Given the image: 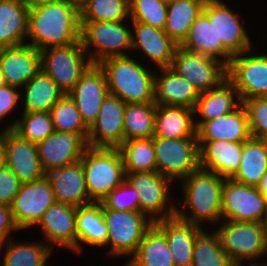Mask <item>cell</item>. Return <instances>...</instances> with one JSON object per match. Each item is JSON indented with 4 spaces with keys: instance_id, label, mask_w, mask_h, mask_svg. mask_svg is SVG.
Wrapping results in <instances>:
<instances>
[{
    "instance_id": "52",
    "label": "cell",
    "mask_w": 267,
    "mask_h": 266,
    "mask_svg": "<svg viewBox=\"0 0 267 266\" xmlns=\"http://www.w3.org/2000/svg\"><path fill=\"white\" fill-rule=\"evenodd\" d=\"M68 4L76 6L79 10L89 1V0H62Z\"/></svg>"
},
{
    "instance_id": "20",
    "label": "cell",
    "mask_w": 267,
    "mask_h": 266,
    "mask_svg": "<svg viewBox=\"0 0 267 266\" xmlns=\"http://www.w3.org/2000/svg\"><path fill=\"white\" fill-rule=\"evenodd\" d=\"M87 142L79 135L55 131L37 144L38 156L45 173L81 160Z\"/></svg>"
},
{
    "instance_id": "46",
    "label": "cell",
    "mask_w": 267,
    "mask_h": 266,
    "mask_svg": "<svg viewBox=\"0 0 267 266\" xmlns=\"http://www.w3.org/2000/svg\"><path fill=\"white\" fill-rule=\"evenodd\" d=\"M101 203L114 210L140 211L139 193L126 180L112 190Z\"/></svg>"
},
{
    "instance_id": "50",
    "label": "cell",
    "mask_w": 267,
    "mask_h": 266,
    "mask_svg": "<svg viewBox=\"0 0 267 266\" xmlns=\"http://www.w3.org/2000/svg\"><path fill=\"white\" fill-rule=\"evenodd\" d=\"M256 188L258 189V191L260 192V194L267 201V171L264 174V176L262 177L261 181L259 182V184L257 185Z\"/></svg>"
},
{
    "instance_id": "17",
    "label": "cell",
    "mask_w": 267,
    "mask_h": 266,
    "mask_svg": "<svg viewBox=\"0 0 267 266\" xmlns=\"http://www.w3.org/2000/svg\"><path fill=\"white\" fill-rule=\"evenodd\" d=\"M7 167L21 183L38 181L46 176L38 156L37 145L20 137L12 129H1Z\"/></svg>"
},
{
    "instance_id": "45",
    "label": "cell",
    "mask_w": 267,
    "mask_h": 266,
    "mask_svg": "<svg viewBox=\"0 0 267 266\" xmlns=\"http://www.w3.org/2000/svg\"><path fill=\"white\" fill-rule=\"evenodd\" d=\"M248 115L249 131L252 138H267V99L255 97L242 101Z\"/></svg>"
},
{
    "instance_id": "41",
    "label": "cell",
    "mask_w": 267,
    "mask_h": 266,
    "mask_svg": "<svg viewBox=\"0 0 267 266\" xmlns=\"http://www.w3.org/2000/svg\"><path fill=\"white\" fill-rule=\"evenodd\" d=\"M191 266H235L215 231L204 229L194 242Z\"/></svg>"
},
{
    "instance_id": "32",
    "label": "cell",
    "mask_w": 267,
    "mask_h": 266,
    "mask_svg": "<svg viewBox=\"0 0 267 266\" xmlns=\"http://www.w3.org/2000/svg\"><path fill=\"white\" fill-rule=\"evenodd\" d=\"M77 253L84 245L93 248L107 244L108 231L102 215V203H91L76 208Z\"/></svg>"
},
{
    "instance_id": "3",
    "label": "cell",
    "mask_w": 267,
    "mask_h": 266,
    "mask_svg": "<svg viewBox=\"0 0 267 266\" xmlns=\"http://www.w3.org/2000/svg\"><path fill=\"white\" fill-rule=\"evenodd\" d=\"M98 65L105 73L109 94L126 104L154 102L156 68L149 70L131 55L110 57Z\"/></svg>"
},
{
    "instance_id": "18",
    "label": "cell",
    "mask_w": 267,
    "mask_h": 266,
    "mask_svg": "<svg viewBox=\"0 0 267 266\" xmlns=\"http://www.w3.org/2000/svg\"><path fill=\"white\" fill-rule=\"evenodd\" d=\"M108 94L106 76L98 64H92L68 93L88 128L97 119L101 105Z\"/></svg>"
},
{
    "instance_id": "24",
    "label": "cell",
    "mask_w": 267,
    "mask_h": 266,
    "mask_svg": "<svg viewBox=\"0 0 267 266\" xmlns=\"http://www.w3.org/2000/svg\"><path fill=\"white\" fill-rule=\"evenodd\" d=\"M156 70L154 102L157 105L185 107L194 110L200 97L197 89L170 67L156 68Z\"/></svg>"
},
{
    "instance_id": "35",
    "label": "cell",
    "mask_w": 267,
    "mask_h": 266,
    "mask_svg": "<svg viewBox=\"0 0 267 266\" xmlns=\"http://www.w3.org/2000/svg\"><path fill=\"white\" fill-rule=\"evenodd\" d=\"M207 0H174L167 4V22L164 32L180 45L190 27L202 13Z\"/></svg>"
},
{
    "instance_id": "16",
    "label": "cell",
    "mask_w": 267,
    "mask_h": 266,
    "mask_svg": "<svg viewBox=\"0 0 267 266\" xmlns=\"http://www.w3.org/2000/svg\"><path fill=\"white\" fill-rule=\"evenodd\" d=\"M126 103L108 94L97 119L91 125L87 146L91 148H118L124 142V113Z\"/></svg>"
},
{
    "instance_id": "8",
    "label": "cell",
    "mask_w": 267,
    "mask_h": 266,
    "mask_svg": "<svg viewBox=\"0 0 267 266\" xmlns=\"http://www.w3.org/2000/svg\"><path fill=\"white\" fill-rule=\"evenodd\" d=\"M152 143L156 154L157 172L173 183H178L200 168L197 138L173 139L153 136Z\"/></svg>"
},
{
    "instance_id": "49",
    "label": "cell",
    "mask_w": 267,
    "mask_h": 266,
    "mask_svg": "<svg viewBox=\"0 0 267 266\" xmlns=\"http://www.w3.org/2000/svg\"><path fill=\"white\" fill-rule=\"evenodd\" d=\"M18 232L19 228L14 223L10 207L0 205V244L10 239V232Z\"/></svg>"
},
{
    "instance_id": "38",
    "label": "cell",
    "mask_w": 267,
    "mask_h": 266,
    "mask_svg": "<svg viewBox=\"0 0 267 266\" xmlns=\"http://www.w3.org/2000/svg\"><path fill=\"white\" fill-rule=\"evenodd\" d=\"M155 114V102L126 104L124 141L152 138L154 136Z\"/></svg>"
},
{
    "instance_id": "13",
    "label": "cell",
    "mask_w": 267,
    "mask_h": 266,
    "mask_svg": "<svg viewBox=\"0 0 267 266\" xmlns=\"http://www.w3.org/2000/svg\"><path fill=\"white\" fill-rule=\"evenodd\" d=\"M267 201L253 186L225 179L222 191V220L262 222Z\"/></svg>"
},
{
    "instance_id": "9",
    "label": "cell",
    "mask_w": 267,
    "mask_h": 266,
    "mask_svg": "<svg viewBox=\"0 0 267 266\" xmlns=\"http://www.w3.org/2000/svg\"><path fill=\"white\" fill-rule=\"evenodd\" d=\"M41 69L68 94L92 65L81 42L40 51Z\"/></svg>"
},
{
    "instance_id": "14",
    "label": "cell",
    "mask_w": 267,
    "mask_h": 266,
    "mask_svg": "<svg viewBox=\"0 0 267 266\" xmlns=\"http://www.w3.org/2000/svg\"><path fill=\"white\" fill-rule=\"evenodd\" d=\"M203 12L208 16L210 24H213L218 43L233 55H239L252 49L251 38L245 27L244 18L240 20V15L224 0H207ZM243 21V22H242Z\"/></svg>"
},
{
    "instance_id": "22",
    "label": "cell",
    "mask_w": 267,
    "mask_h": 266,
    "mask_svg": "<svg viewBox=\"0 0 267 266\" xmlns=\"http://www.w3.org/2000/svg\"><path fill=\"white\" fill-rule=\"evenodd\" d=\"M0 70L7 85L21 89L40 72V51L28 44L0 48Z\"/></svg>"
},
{
    "instance_id": "47",
    "label": "cell",
    "mask_w": 267,
    "mask_h": 266,
    "mask_svg": "<svg viewBox=\"0 0 267 266\" xmlns=\"http://www.w3.org/2000/svg\"><path fill=\"white\" fill-rule=\"evenodd\" d=\"M21 184L19 178L8 167L2 169L0 171V205L10 207Z\"/></svg>"
},
{
    "instance_id": "6",
    "label": "cell",
    "mask_w": 267,
    "mask_h": 266,
    "mask_svg": "<svg viewBox=\"0 0 267 266\" xmlns=\"http://www.w3.org/2000/svg\"><path fill=\"white\" fill-rule=\"evenodd\" d=\"M80 21L81 43L92 64L110 57L129 56L132 51L131 20ZM128 50V51H127Z\"/></svg>"
},
{
    "instance_id": "21",
    "label": "cell",
    "mask_w": 267,
    "mask_h": 266,
    "mask_svg": "<svg viewBox=\"0 0 267 266\" xmlns=\"http://www.w3.org/2000/svg\"><path fill=\"white\" fill-rule=\"evenodd\" d=\"M132 51H140L155 68L170 67L177 45L164 30L131 22Z\"/></svg>"
},
{
    "instance_id": "2",
    "label": "cell",
    "mask_w": 267,
    "mask_h": 266,
    "mask_svg": "<svg viewBox=\"0 0 267 266\" xmlns=\"http://www.w3.org/2000/svg\"><path fill=\"white\" fill-rule=\"evenodd\" d=\"M224 180L217 173L199 168L179 181L180 191L184 195L183 205H176L175 216L200 227L207 222L218 225L222 221Z\"/></svg>"
},
{
    "instance_id": "51",
    "label": "cell",
    "mask_w": 267,
    "mask_h": 266,
    "mask_svg": "<svg viewBox=\"0 0 267 266\" xmlns=\"http://www.w3.org/2000/svg\"><path fill=\"white\" fill-rule=\"evenodd\" d=\"M7 167L6 165V152H5V146L3 144V140L0 137V171Z\"/></svg>"
},
{
    "instance_id": "27",
    "label": "cell",
    "mask_w": 267,
    "mask_h": 266,
    "mask_svg": "<svg viewBox=\"0 0 267 266\" xmlns=\"http://www.w3.org/2000/svg\"><path fill=\"white\" fill-rule=\"evenodd\" d=\"M154 224L167 238L174 265L191 266L194 242L204 228L176 216L156 221Z\"/></svg>"
},
{
    "instance_id": "26",
    "label": "cell",
    "mask_w": 267,
    "mask_h": 266,
    "mask_svg": "<svg viewBox=\"0 0 267 266\" xmlns=\"http://www.w3.org/2000/svg\"><path fill=\"white\" fill-rule=\"evenodd\" d=\"M198 141H231L244 143L251 138L248 115L241 104L236 110L220 118L203 122L197 129Z\"/></svg>"
},
{
    "instance_id": "37",
    "label": "cell",
    "mask_w": 267,
    "mask_h": 266,
    "mask_svg": "<svg viewBox=\"0 0 267 266\" xmlns=\"http://www.w3.org/2000/svg\"><path fill=\"white\" fill-rule=\"evenodd\" d=\"M237 173L232 178L241 184L257 187L267 171V158L259 139L250 138L242 143V154Z\"/></svg>"
},
{
    "instance_id": "31",
    "label": "cell",
    "mask_w": 267,
    "mask_h": 266,
    "mask_svg": "<svg viewBox=\"0 0 267 266\" xmlns=\"http://www.w3.org/2000/svg\"><path fill=\"white\" fill-rule=\"evenodd\" d=\"M154 136L163 138H197L194 110L156 104Z\"/></svg>"
},
{
    "instance_id": "58",
    "label": "cell",
    "mask_w": 267,
    "mask_h": 266,
    "mask_svg": "<svg viewBox=\"0 0 267 266\" xmlns=\"http://www.w3.org/2000/svg\"><path fill=\"white\" fill-rule=\"evenodd\" d=\"M245 266V265H244ZM247 266V265H246ZM253 266H267V264H265V265H253Z\"/></svg>"
},
{
    "instance_id": "23",
    "label": "cell",
    "mask_w": 267,
    "mask_h": 266,
    "mask_svg": "<svg viewBox=\"0 0 267 266\" xmlns=\"http://www.w3.org/2000/svg\"><path fill=\"white\" fill-rule=\"evenodd\" d=\"M55 200L74 207L93 203L89 199L82 161L52 170L46 174Z\"/></svg>"
},
{
    "instance_id": "4",
    "label": "cell",
    "mask_w": 267,
    "mask_h": 266,
    "mask_svg": "<svg viewBox=\"0 0 267 266\" xmlns=\"http://www.w3.org/2000/svg\"><path fill=\"white\" fill-rule=\"evenodd\" d=\"M215 232L220 238L222 248L235 266L267 264L265 260H261L263 256L267 257V238L262 222L222 220Z\"/></svg>"
},
{
    "instance_id": "11",
    "label": "cell",
    "mask_w": 267,
    "mask_h": 266,
    "mask_svg": "<svg viewBox=\"0 0 267 266\" xmlns=\"http://www.w3.org/2000/svg\"><path fill=\"white\" fill-rule=\"evenodd\" d=\"M227 79L237 90L241 101L267 95V53L254 49L233 56L227 67Z\"/></svg>"
},
{
    "instance_id": "36",
    "label": "cell",
    "mask_w": 267,
    "mask_h": 266,
    "mask_svg": "<svg viewBox=\"0 0 267 266\" xmlns=\"http://www.w3.org/2000/svg\"><path fill=\"white\" fill-rule=\"evenodd\" d=\"M3 248L1 266H47V260L54 252L44 241L22 243L13 237L0 244V250Z\"/></svg>"
},
{
    "instance_id": "29",
    "label": "cell",
    "mask_w": 267,
    "mask_h": 266,
    "mask_svg": "<svg viewBox=\"0 0 267 266\" xmlns=\"http://www.w3.org/2000/svg\"><path fill=\"white\" fill-rule=\"evenodd\" d=\"M241 104L242 101L237 90L228 79L224 80L218 87L200 93L194 109L196 129L205 121L231 113Z\"/></svg>"
},
{
    "instance_id": "42",
    "label": "cell",
    "mask_w": 267,
    "mask_h": 266,
    "mask_svg": "<svg viewBox=\"0 0 267 266\" xmlns=\"http://www.w3.org/2000/svg\"><path fill=\"white\" fill-rule=\"evenodd\" d=\"M49 112L55 131L79 134L87 142L89 128L68 94H65Z\"/></svg>"
},
{
    "instance_id": "28",
    "label": "cell",
    "mask_w": 267,
    "mask_h": 266,
    "mask_svg": "<svg viewBox=\"0 0 267 266\" xmlns=\"http://www.w3.org/2000/svg\"><path fill=\"white\" fill-rule=\"evenodd\" d=\"M179 46L187 51L216 59L226 67L233 58L223 43H218L214 26L210 24L208 16L203 11L193 22L187 37Z\"/></svg>"
},
{
    "instance_id": "33",
    "label": "cell",
    "mask_w": 267,
    "mask_h": 266,
    "mask_svg": "<svg viewBox=\"0 0 267 266\" xmlns=\"http://www.w3.org/2000/svg\"><path fill=\"white\" fill-rule=\"evenodd\" d=\"M20 90H23L20 92V99L22 100L20 102L24 108L22 109V113L38 111L49 112L65 95L42 69Z\"/></svg>"
},
{
    "instance_id": "25",
    "label": "cell",
    "mask_w": 267,
    "mask_h": 266,
    "mask_svg": "<svg viewBox=\"0 0 267 266\" xmlns=\"http://www.w3.org/2000/svg\"><path fill=\"white\" fill-rule=\"evenodd\" d=\"M200 168L217 173L224 179H232L238 171L242 143L231 141H198Z\"/></svg>"
},
{
    "instance_id": "44",
    "label": "cell",
    "mask_w": 267,
    "mask_h": 266,
    "mask_svg": "<svg viewBox=\"0 0 267 266\" xmlns=\"http://www.w3.org/2000/svg\"><path fill=\"white\" fill-rule=\"evenodd\" d=\"M131 22H141L164 30L167 22V3L161 0H129Z\"/></svg>"
},
{
    "instance_id": "10",
    "label": "cell",
    "mask_w": 267,
    "mask_h": 266,
    "mask_svg": "<svg viewBox=\"0 0 267 266\" xmlns=\"http://www.w3.org/2000/svg\"><path fill=\"white\" fill-rule=\"evenodd\" d=\"M125 173L126 181L139 193L140 212L153 222L175 216L176 203L169 193L172 187L169 178L158 172Z\"/></svg>"
},
{
    "instance_id": "48",
    "label": "cell",
    "mask_w": 267,
    "mask_h": 266,
    "mask_svg": "<svg viewBox=\"0 0 267 266\" xmlns=\"http://www.w3.org/2000/svg\"><path fill=\"white\" fill-rule=\"evenodd\" d=\"M20 92L21 90L10 86V85H5L4 87L0 88V121L5 122V118L8 119L9 116L15 110L16 108H19V105L21 102L20 100ZM0 122V123H1Z\"/></svg>"
},
{
    "instance_id": "34",
    "label": "cell",
    "mask_w": 267,
    "mask_h": 266,
    "mask_svg": "<svg viewBox=\"0 0 267 266\" xmlns=\"http://www.w3.org/2000/svg\"><path fill=\"white\" fill-rule=\"evenodd\" d=\"M125 266H175L165 234L154 224Z\"/></svg>"
},
{
    "instance_id": "55",
    "label": "cell",
    "mask_w": 267,
    "mask_h": 266,
    "mask_svg": "<svg viewBox=\"0 0 267 266\" xmlns=\"http://www.w3.org/2000/svg\"><path fill=\"white\" fill-rule=\"evenodd\" d=\"M262 143V146L264 148V151H265V154H266V158H267V138H262V139H259Z\"/></svg>"
},
{
    "instance_id": "5",
    "label": "cell",
    "mask_w": 267,
    "mask_h": 266,
    "mask_svg": "<svg viewBox=\"0 0 267 266\" xmlns=\"http://www.w3.org/2000/svg\"><path fill=\"white\" fill-rule=\"evenodd\" d=\"M89 199L101 202L126 180L123 158L118 148L87 147L81 158Z\"/></svg>"
},
{
    "instance_id": "12",
    "label": "cell",
    "mask_w": 267,
    "mask_h": 266,
    "mask_svg": "<svg viewBox=\"0 0 267 266\" xmlns=\"http://www.w3.org/2000/svg\"><path fill=\"white\" fill-rule=\"evenodd\" d=\"M170 68L188 80L199 93L218 87L227 79V67L220 61L177 47Z\"/></svg>"
},
{
    "instance_id": "15",
    "label": "cell",
    "mask_w": 267,
    "mask_h": 266,
    "mask_svg": "<svg viewBox=\"0 0 267 266\" xmlns=\"http://www.w3.org/2000/svg\"><path fill=\"white\" fill-rule=\"evenodd\" d=\"M55 203L54 192L46 176L38 181L22 183L10 205L14 223L19 230L32 228Z\"/></svg>"
},
{
    "instance_id": "19",
    "label": "cell",
    "mask_w": 267,
    "mask_h": 266,
    "mask_svg": "<svg viewBox=\"0 0 267 266\" xmlns=\"http://www.w3.org/2000/svg\"><path fill=\"white\" fill-rule=\"evenodd\" d=\"M76 208L56 202L43 213L37 226L52 250L57 245L77 253Z\"/></svg>"
},
{
    "instance_id": "43",
    "label": "cell",
    "mask_w": 267,
    "mask_h": 266,
    "mask_svg": "<svg viewBox=\"0 0 267 266\" xmlns=\"http://www.w3.org/2000/svg\"><path fill=\"white\" fill-rule=\"evenodd\" d=\"M129 0H89L80 10V21H127Z\"/></svg>"
},
{
    "instance_id": "40",
    "label": "cell",
    "mask_w": 267,
    "mask_h": 266,
    "mask_svg": "<svg viewBox=\"0 0 267 266\" xmlns=\"http://www.w3.org/2000/svg\"><path fill=\"white\" fill-rule=\"evenodd\" d=\"M20 116L11 120V123H5L3 129H12L36 145L55 132L50 112L21 113Z\"/></svg>"
},
{
    "instance_id": "7",
    "label": "cell",
    "mask_w": 267,
    "mask_h": 266,
    "mask_svg": "<svg viewBox=\"0 0 267 266\" xmlns=\"http://www.w3.org/2000/svg\"><path fill=\"white\" fill-rule=\"evenodd\" d=\"M102 215L105 220L109 245V259L132 257L146 232L154 222L140 211H125L106 208L102 204ZM121 256V257H120Z\"/></svg>"
},
{
    "instance_id": "30",
    "label": "cell",
    "mask_w": 267,
    "mask_h": 266,
    "mask_svg": "<svg viewBox=\"0 0 267 266\" xmlns=\"http://www.w3.org/2000/svg\"><path fill=\"white\" fill-rule=\"evenodd\" d=\"M28 12L23 0H0V48L26 44Z\"/></svg>"
},
{
    "instance_id": "54",
    "label": "cell",
    "mask_w": 267,
    "mask_h": 266,
    "mask_svg": "<svg viewBox=\"0 0 267 266\" xmlns=\"http://www.w3.org/2000/svg\"><path fill=\"white\" fill-rule=\"evenodd\" d=\"M262 224H263V228L265 230V234H266V238H267V210L265 212V216H264V219L262 221Z\"/></svg>"
},
{
    "instance_id": "53",
    "label": "cell",
    "mask_w": 267,
    "mask_h": 266,
    "mask_svg": "<svg viewBox=\"0 0 267 266\" xmlns=\"http://www.w3.org/2000/svg\"><path fill=\"white\" fill-rule=\"evenodd\" d=\"M26 5L30 8L33 7L35 5L41 4V3H47L50 1H54V0H23Z\"/></svg>"
},
{
    "instance_id": "57",
    "label": "cell",
    "mask_w": 267,
    "mask_h": 266,
    "mask_svg": "<svg viewBox=\"0 0 267 266\" xmlns=\"http://www.w3.org/2000/svg\"><path fill=\"white\" fill-rule=\"evenodd\" d=\"M162 2H165V3H170V2H173L174 0H161Z\"/></svg>"
},
{
    "instance_id": "56",
    "label": "cell",
    "mask_w": 267,
    "mask_h": 266,
    "mask_svg": "<svg viewBox=\"0 0 267 266\" xmlns=\"http://www.w3.org/2000/svg\"><path fill=\"white\" fill-rule=\"evenodd\" d=\"M5 85H7L5 77L3 76L1 70H0V88L4 87Z\"/></svg>"
},
{
    "instance_id": "1",
    "label": "cell",
    "mask_w": 267,
    "mask_h": 266,
    "mask_svg": "<svg viewBox=\"0 0 267 266\" xmlns=\"http://www.w3.org/2000/svg\"><path fill=\"white\" fill-rule=\"evenodd\" d=\"M80 39V10L76 6L54 0L29 8L26 44L41 51L81 42Z\"/></svg>"
},
{
    "instance_id": "39",
    "label": "cell",
    "mask_w": 267,
    "mask_h": 266,
    "mask_svg": "<svg viewBox=\"0 0 267 266\" xmlns=\"http://www.w3.org/2000/svg\"><path fill=\"white\" fill-rule=\"evenodd\" d=\"M118 149L123 158L125 172H157L152 138L126 140Z\"/></svg>"
}]
</instances>
